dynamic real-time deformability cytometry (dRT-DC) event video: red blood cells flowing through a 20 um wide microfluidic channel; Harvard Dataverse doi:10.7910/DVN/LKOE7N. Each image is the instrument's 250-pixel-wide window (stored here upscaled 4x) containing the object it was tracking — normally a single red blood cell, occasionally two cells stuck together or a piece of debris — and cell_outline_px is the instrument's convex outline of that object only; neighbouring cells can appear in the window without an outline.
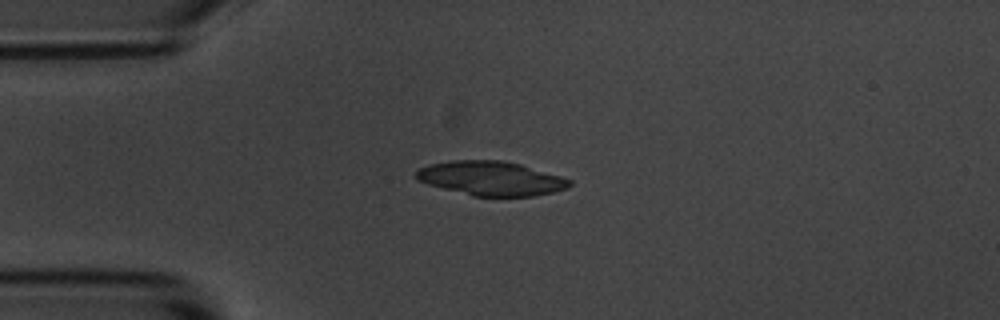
{"species": "common noctule bat (a hibernating species)", "species_latin": "Nyctalus noctula", "temperature_condition": "room temperature", "stored_images_in_passage": 8, "camera_frame_rate_fps": 3000, "um_per_image_px": 0.085, "animal": {"sex": "male", "body_mass_g": 20.1, "forearm_length_mm": 53.5}, "frame": {"image": 1, "passage_image": 4, "time_ms": 3.667, "image_size_px": [1000, 320], "cell_outline_px": [[572, 184], [568, 188], [552, 192], [532, 196], [472, 196], [428, 184], [416, 180], [416, 172], [420, 168], [428, 164], [452, 160], [504, 160], [520, 164], [560, 176], [572, 180]], "centroid_in_image_um": [41.73, 15.16], "position_along_channel_um": 43.3, "area_um2": 30.52}}